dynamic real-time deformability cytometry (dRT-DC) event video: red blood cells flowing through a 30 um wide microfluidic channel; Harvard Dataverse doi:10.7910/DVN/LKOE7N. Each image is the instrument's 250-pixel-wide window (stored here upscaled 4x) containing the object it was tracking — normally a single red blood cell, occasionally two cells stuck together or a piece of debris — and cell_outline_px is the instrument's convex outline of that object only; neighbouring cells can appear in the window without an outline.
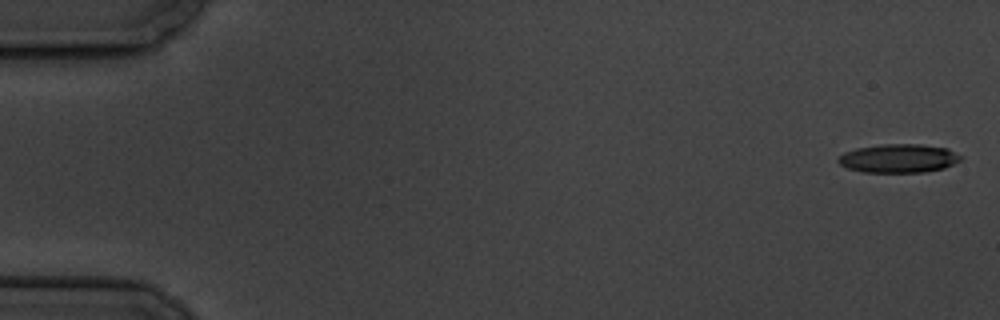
{"species": "common noctule bat (a hibernating species)", "species_latin": "Nyctalus noctula", "temperature_condition": "cold", "stored_images_in_passage": 6, "camera_frame_rate_fps": 3000, "um_per_image_px": 0.085, "animal": {"sex": "male", "body_mass_g": 19.5, "forearm_length_mm": 54.6}, "frame": {"image": 1, "passage_image": 1, "time_ms": 0.0, "image_size_px": [1000, 320], "cell_outline_px": [[964, 156], [960, 160], [944, 168], [924, 172], [864, 172], [848, 168], [840, 164], [836, 160], [844, 152], [856, 148], [880, 144], [920, 144], [948, 148]], "centroid_in_image_um": [76.4, 13.45], "position_along_channel_um": 8.6, "area_um2": 20.52}}
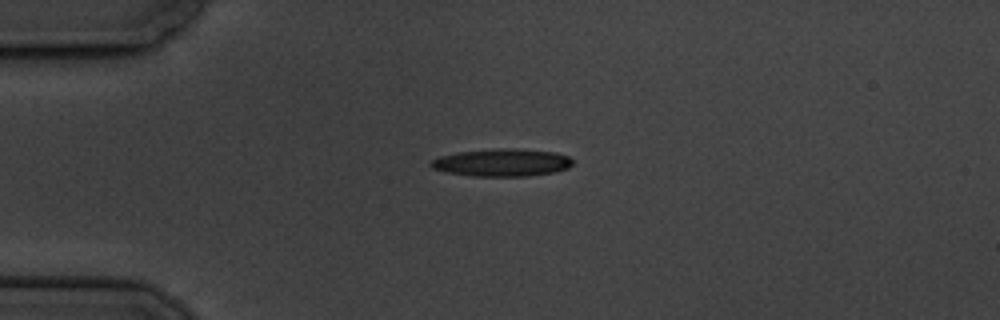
{"frame": {"image": 2, "passage_image": 4, "time_ms": 4.333, "image_size_px": [1000, 320], "cell_outline_px": [[572, 164], [568, 168], [556, 172], [528, 176], [472, 176], [444, 172], [432, 168], [428, 164], [432, 160], [440, 156], [456, 152], [496, 148], [516, 148], [556, 152], [568, 156], [572, 160]], "centroid_in_image_um": [42.66, 13.81], "position_along_channel_um": 42.3, "area_um2": 23.06}}
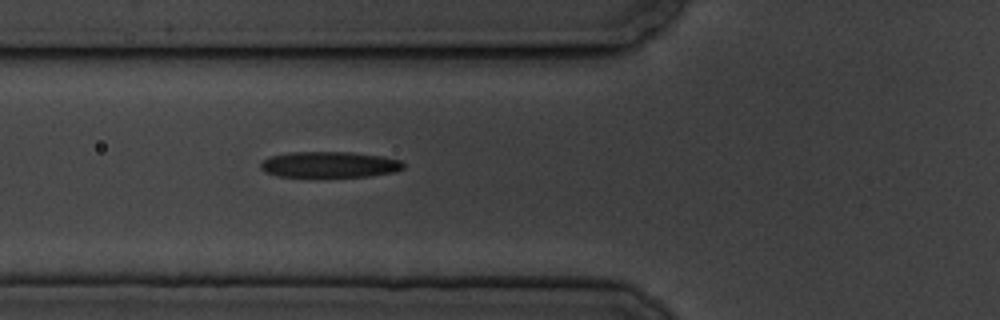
{"frame": {"image": 3, "passage_image": 6, "time_ms": 6.667, "image_size_px": [1000, 320], "cell_outline_px": [[404, 168], [392, 172], [368, 176], [276, 176], [264, 172], [260, 168], [260, 164], [268, 156], [288, 152], [352, 152], [380, 156], [400, 160], [404, 164]], "centroid_in_image_um": [27.95, 13.98], "position_along_channel_um": 97.9, "area_um2": 21.44}}